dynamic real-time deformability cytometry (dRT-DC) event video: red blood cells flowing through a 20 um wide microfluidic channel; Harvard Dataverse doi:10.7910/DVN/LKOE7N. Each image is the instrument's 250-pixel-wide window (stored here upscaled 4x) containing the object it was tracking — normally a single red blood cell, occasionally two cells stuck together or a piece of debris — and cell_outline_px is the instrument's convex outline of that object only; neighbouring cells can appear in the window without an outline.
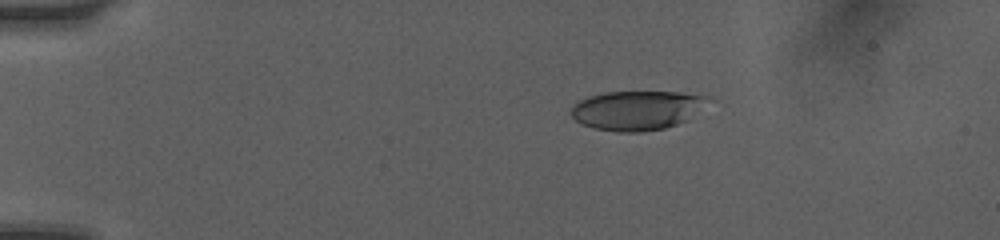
{"species": "human", "species_latin": "Homo sapiens", "temperature_condition": "room temperature", "stored_images_in_passage": 3, "camera_frame_rate_fps": 3000, "um_per_image_px": 0.085, "donor": {"sex": "female"}, "frame": {"image": 1, "passage_image": 1, "time_ms": 0.0, "image_size_px": [1000, 240], "cell_outline_px": [[716, 100], [684, 120], [676, 124], [664, 128], [640, 132], [616, 132], [592, 128], [580, 124], [572, 116], [572, 108], [580, 100], [588, 96], [604, 92], [680, 92], [708, 96]], "centroid_in_image_um": [54.18, 9.36], "position_along_channel_um": 30.8, "area_um2": 31.5}}
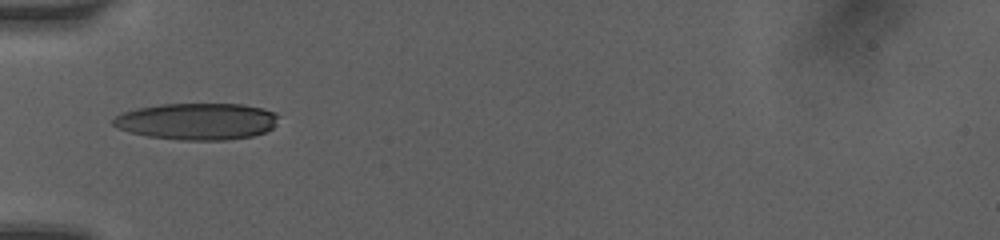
{"frame": {"image": 2, "passage_image": 3, "time_ms": 2.667, "image_size_px": [1000, 240], "cell_outline_px": [[280, 116], [276, 124], [272, 128], [264, 132], [252, 136], [224, 140], [180, 140], [148, 136], [116, 128], [112, 124], [112, 120], [116, 116], [124, 112], [136, 108], [160, 104], [244, 104], [264, 108], [276, 112]], "centroid_in_image_um": [16.78, 10.31], "position_along_channel_um": 68.2, "area_um2": 35.55}}